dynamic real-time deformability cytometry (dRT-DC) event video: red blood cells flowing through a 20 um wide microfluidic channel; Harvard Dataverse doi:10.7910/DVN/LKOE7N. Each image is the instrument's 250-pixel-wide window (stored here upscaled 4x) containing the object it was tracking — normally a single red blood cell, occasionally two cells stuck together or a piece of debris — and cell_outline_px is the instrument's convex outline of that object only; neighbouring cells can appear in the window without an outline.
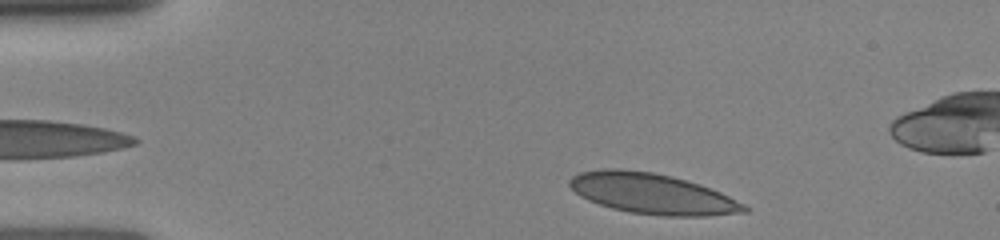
{"species": "human", "species_latin": "Homo sapiens", "temperature_condition": "room temperature", "stored_images_in_passage": 7, "segment_of_instrument_passage": [2, 2], "camera_frame_rate_fps": 3000, "um_per_image_px": 0.085, "donor": {"sex": "female"}, "frame": {"image": 1, "passage_image": 7, "time_ms": 3.333, "image_size_px": [1000, 240], "cell_outline_px": [[748, 212], [708, 216], [664, 216], [628, 212], [612, 208], [588, 200], [580, 196], [568, 184], [568, 180], [572, 176], [580, 172], [600, 168], [620, 168], [652, 172], [672, 176], [700, 184], [720, 192], [744, 204], [748, 208]], "centroid_in_image_um": [55.42, 16.46], "position_along_channel_um": 29.6, "area_um2": 41.38}}